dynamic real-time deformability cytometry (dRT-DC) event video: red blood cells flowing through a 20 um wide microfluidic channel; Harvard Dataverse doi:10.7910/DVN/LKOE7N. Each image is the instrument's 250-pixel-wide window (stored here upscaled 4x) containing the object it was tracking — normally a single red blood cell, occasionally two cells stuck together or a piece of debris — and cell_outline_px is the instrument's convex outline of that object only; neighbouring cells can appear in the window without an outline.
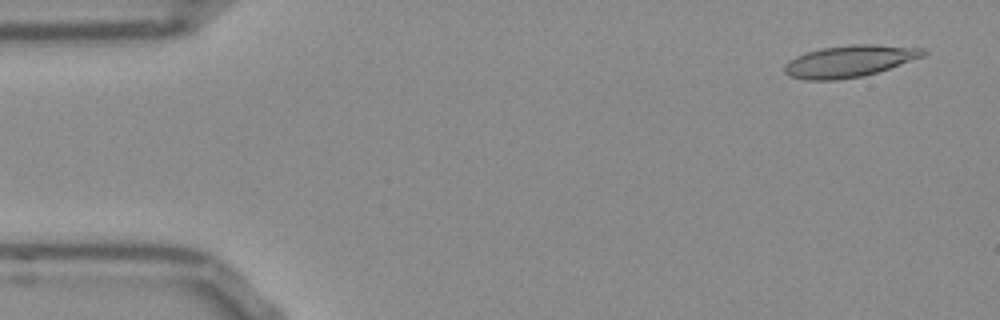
{"species": "Egyptian fruit bat (a non-hibernating species)", "species_latin": "Rousettus aegyptiacus", "temperature_condition": "room temperature", "stored_images_in_passage": 52, "segment_of_instrument_passage": [1, 2], "camera_frame_rate_fps": 3000, "um_per_image_px": 0.085, "frame": {"image": 1, "passage_image": 2, "time_ms": 0.333, "image_size_px": [1000, 320], "cell_outline_px": [[928, 52], [924, 56], [864, 76], [836, 80], [804, 80], [788, 76], [784, 72], [784, 64], [788, 60], [796, 56], [820, 48], [852, 44], [876, 44], [924, 48]], "centroid_in_image_um": [72.17, 5.2], "position_along_channel_um": 12.8, "area_um2": 25.78}}
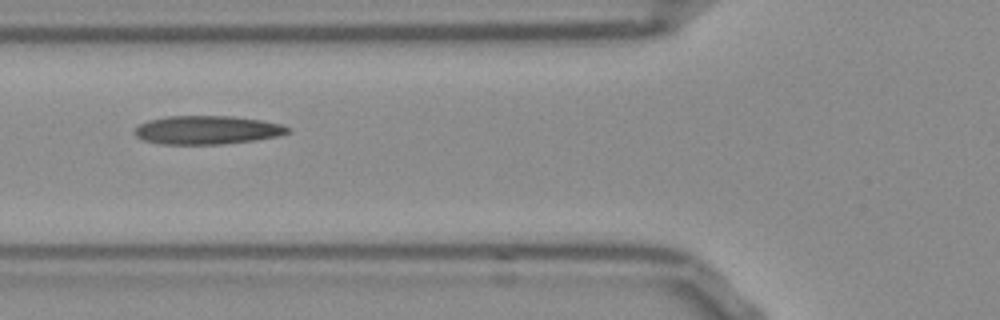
{"frame": {"image": 2, "passage_image": 18, "time_ms": 5.667, "image_size_px": [1000, 320], "cell_outline_px": [[292, 132], [280, 136], [256, 140], [224, 144], [160, 144], [144, 140], [136, 136], [132, 132], [140, 124], [148, 120], [168, 116], [232, 116], [260, 120], [280, 124], [292, 128]], "centroid_in_image_um": [17.64, 11.05], "position_along_channel_um": 108.2, "area_um2": 25.66}}
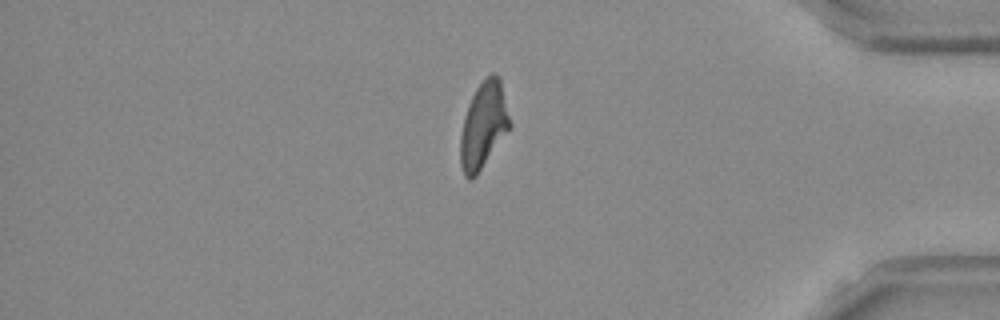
{"frame": {"image": 3, "passage_image": 43, "time_ms": 14.0, "image_size_px": [1000, 320], "cell_outline_px": [[512, 124], [476, 176], [472, 180], [468, 180], [464, 176], [460, 164], [460, 136], [464, 116], [468, 104], [476, 88], [492, 72], [496, 72], [500, 76]], "centroid_in_image_um": [41.09, 10.64], "position_along_channel_um": 394.1, "area_um2": 24.91}}